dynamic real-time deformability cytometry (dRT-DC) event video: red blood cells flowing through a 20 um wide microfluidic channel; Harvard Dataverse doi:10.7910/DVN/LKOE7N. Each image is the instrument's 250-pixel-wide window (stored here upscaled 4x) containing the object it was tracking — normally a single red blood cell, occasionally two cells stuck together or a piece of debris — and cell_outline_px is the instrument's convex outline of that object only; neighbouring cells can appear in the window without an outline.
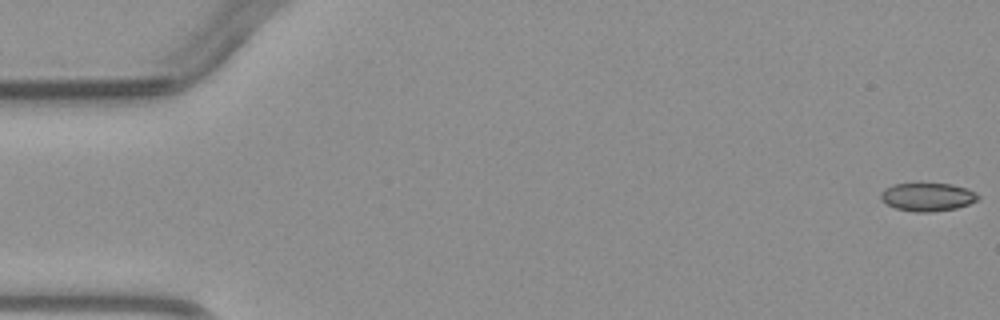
{"species": "common noctule bat (a hibernating species)", "species_latin": "Nyctalus noctula", "temperature_condition": "warm", "stored_images_in_passage": 4, "camera_frame_rate_fps": 3000, "um_per_image_px": 0.085, "animal": {"sex": "male", "body_mass_g": 23.1, "forearm_length_mm": 52.7}, "frame": {"image": 1, "passage_image": 1, "time_ms": 0.0, "image_size_px": [1000, 320], "cell_outline_px": [[980, 200], [956, 208], [932, 212], [912, 212], [896, 208], [880, 200], [880, 192], [884, 188], [892, 184], [952, 184], [968, 188], [976, 192], [980, 196]], "centroid_in_image_um": [78.85, 16.74], "position_along_channel_um": 6.1, "area_um2": 16.18}}
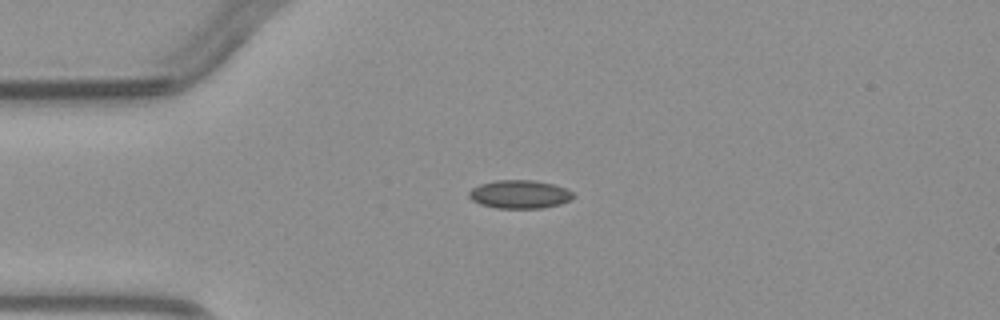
{"frame": {"image": 2, "passage_image": 4, "time_ms": 3.667, "image_size_px": [1000, 320], "cell_outline_px": [[576, 196], [572, 200], [560, 204], [544, 208], [496, 208], [480, 204], [472, 200], [468, 196], [468, 192], [472, 188], [480, 184], [496, 180], [536, 180], [552, 184], [564, 188], [572, 192]], "centroid_in_image_um": [44.18, 16.52], "position_along_channel_um": 40.8, "area_um2": 17.34}}